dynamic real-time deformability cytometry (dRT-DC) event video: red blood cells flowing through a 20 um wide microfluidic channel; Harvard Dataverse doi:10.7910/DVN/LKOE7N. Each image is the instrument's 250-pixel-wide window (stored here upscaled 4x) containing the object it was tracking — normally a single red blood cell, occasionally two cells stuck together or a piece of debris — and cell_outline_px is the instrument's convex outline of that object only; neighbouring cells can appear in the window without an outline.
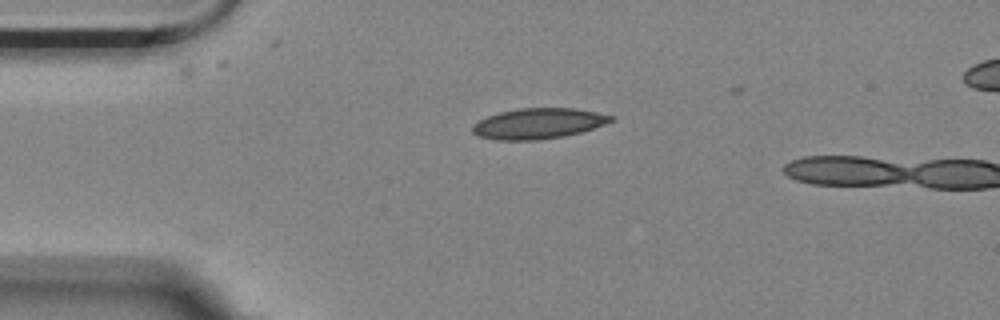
{"species": "Egyptian fruit bat (a non-hibernating species)", "species_latin": "Rousettus aegyptiacus", "temperature_condition": "room temperature", "stored_images_in_passage": 3, "camera_frame_rate_fps": 3000, "um_per_image_px": 0.085, "animal": {"sex": "female"}, "frame": {"image": 1, "passage_image": 1, "time_ms": 0.0, "image_size_px": [1000, 320], "cell_outline_px": [[616, 120], [580, 132], [564, 136], [536, 140], [496, 140], [476, 136], [472, 132], [472, 124], [488, 116], [500, 112], [520, 108], [576, 108], [596, 112], [612, 116]], "centroid_in_image_um": [45.73, 10.5], "position_along_channel_um": 39.3, "area_um2": 24.62}}